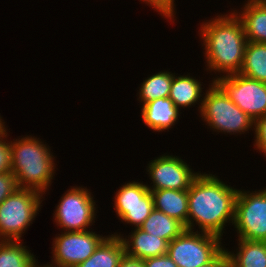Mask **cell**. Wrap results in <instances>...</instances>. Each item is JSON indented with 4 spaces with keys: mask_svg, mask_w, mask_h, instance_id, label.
Here are the masks:
<instances>
[{
    "mask_svg": "<svg viewBox=\"0 0 266 267\" xmlns=\"http://www.w3.org/2000/svg\"><path fill=\"white\" fill-rule=\"evenodd\" d=\"M237 193L217 176L200 173L188 189L187 229L194 231L196 223L202 232L222 238L226 223L233 225Z\"/></svg>",
    "mask_w": 266,
    "mask_h": 267,
    "instance_id": "cell-1",
    "label": "cell"
},
{
    "mask_svg": "<svg viewBox=\"0 0 266 267\" xmlns=\"http://www.w3.org/2000/svg\"><path fill=\"white\" fill-rule=\"evenodd\" d=\"M213 19V20H212ZM200 25L207 70L223 73L225 76L239 73L247 38L241 19L235 10L226 15H218Z\"/></svg>",
    "mask_w": 266,
    "mask_h": 267,
    "instance_id": "cell-2",
    "label": "cell"
},
{
    "mask_svg": "<svg viewBox=\"0 0 266 267\" xmlns=\"http://www.w3.org/2000/svg\"><path fill=\"white\" fill-rule=\"evenodd\" d=\"M9 147L11 172L18 187L46 194L56 167L49 145L30 135L9 141Z\"/></svg>",
    "mask_w": 266,
    "mask_h": 267,
    "instance_id": "cell-3",
    "label": "cell"
},
{
    "mask_svg": "<svg viewBox=\"0 0 266 267\" xmlns=\"http://www.w3.org/2000/svg\"><path fill=\"white\" fill-rule=\"evenodd\" d=\"M204 93L200 115L213 131L244 134L254 127V120L244 113L225 92L212 81Z\"/></svg>",
    "mask_w": 266,
    "mask_h": 267,
    "instance_id": "cell-4",
    "label": "cell"
},
{
    "mask_svg": "<svg viewBox=\"0 0 266 267\" xmlns=\"http://www.w3.org/2000/svg\"><path fill=\"white\" fill-rule=\"evenodd\" d=\"M42 193L18 188L0 204V240H21L43 200Z\"/></svg>",
    "mask_w": 266,
    "mask_h": 267,
    "instance_id": "cell-5",
    "label": "cell"
},
{
    "mask_svg": "<svg viewBox=\"0 0 266 267\" xmlns=\"http://www.w3.org/2000/svg\"><path fill=\"white\" fill-rule=\"evenodd\" d=\"M200 232L185 229L168 243L167 254L178 267H200L211 263L225 249L221 237Z\"/></svg>",
    "mask_w": 266,
    "mask_h": 267,
    "instance_id": "cell-6",
    "label": "cell"
},
{
    "mask_svg": "<svg viewBox=\"0 0 266 267\" xmlns=\"http://www.w3.org/2000/svg\"><path fill=\"white\" fill-rule=\"evenodd\" d=\"M233 225L238 239L266 241V188L254 192L238 190Z\"/></svg>",
    "mask_w": 266,
    "mask_h": 267,
    "instance_id": "cell-7",
    "label": "cell"
},
{
    "mask_svg": "<svg viewBox=\"0 0 266 267\" xmlns=\"http://www.w3.org/2000/svg\"><path fill=\"white\" fill-rule=\"evenodd\" d=\"M95 205L89 190L74 186L61 197L53 218L64 231H86L95 222Z\"/></svg>",
    "mask_w": 266,
    "mask_h": 267,
    "instance_id": "cell-8",
    "label": "cell"
},
{
    "mask_svg": "<svg viewBox=\"0 0 266 267\" xmlns=\"http://www.w3.org/2000/svg\"><path fill=\"white\" fill-rule=\"evenodd\" d=\"M107 237L90 229L61 232L53 240L52 263L43 267H76L88 259Z\"/></svg>",
    "mask_w": 266,
    "mask_h": 267,
    "instance_id": "cell-9",
    "label": "cell"
},
{
    "mask_svg": "<svg viewBox=\"0 0 266 267\" xmlns=\"http://www.w3.org/2000/svg\"><path fill=\"white\" fill-rule=\"evenodd\" d=\"M212 81L254 121L266 114V83L239 73L218 76Z\"/></svg>",
    "mask_w": 266,
    "mask_h": 267,
    "instance_id": "cell-10",
    "label": "cell"
},
{
    "mask_svg": "<svg viewBox=\"0 0 266 267\" xmlns=\"http://www.w3.org/2000/svg\"><path fill=\"white\" fill-rule=\"evenodd\" d=\"M189 166L179 156L168 154L151 160L146 170L153 185H148V189L150 191L164 189L188 190L200 174V172L193 173Z\"/></svg>",
    "mask_w": 266,
    "mask_h": 267,
    "instance_id": "cell-11",
    "label": "cell"
},
{
    "mask_svg": "<svg viewBox=\"0 0 266 267\" xmlns=\"http://www.w3.org/2000/svg\"><path fill=\"white\" fill-rule=\"evenodd\" d=\"M115 212L122 222L140 228L154 210L151 191L143 182H128L120 187L114 197Z\"/></svg>",
    "mask_w": 266,
    "mask_h": 267,
    "instance_id": "cell-12",
    "label": "cell"
},
{
    "mask_svg": "<svg viewBox=\"0 0 266 267\" xmlns=\"http://www.w3.org/2000/svg\"><path fill=\"white\" fill-rule=\"evenodd\" d=\"M121 237L125 247V253L142 260L167 254L168 242L165 239L151 235L141 228H135L128 238L121 234H112Z\"/></svg>",
    "mask_w": 266,
    "mask_h": 267,
    "instance_id": "cell-13",
    "label": "cell"
},
{
    "mask_svg": "<svg viewBox=\"0 0 266 267\" xmlns=\"http://www.w3.org/2000/svg\"><path fill=\"white\" fill-rule=\"evenodd\" d=\"M141 118L147 127L160 132L169 130L179 117V108L168 98H158L142 105Z\"/></svg>",
    "mask_w": 266,
    "mask_h": 267,
    "instance_id": "cell-14",
    "label": "cell"
},
{
    "mask_svg": "<svg viewBox=\"0 0 266 267\" xmlns=\"http://www.w3.org/2000/svg\"><path fill=\"white\" fill-rule=\"evenodd\" d=\"M242 10L235 13L243 23L247 41L266 43V1L247 0Z\"/></svg>",
    "mask_w": 266,
    "mask_h": 267,
    "instance_id": "cell-15",
    "label": "cell"
},
{
    "mask_svg": "<svg viewBox=\"0 0 266 267\" xmlns=\"http://www.w3.org/2000/svg\"><path fill=\"white\" fill-rule=\"evenodd\" d=\"M154 209L180 221L187 229L188 190H151Z\"/></svg>",
    "mask_w": 266,
    "mask_h": 267,
    "instance_id": "cell-16",
    "label": "cell"
},
{
    "mask_svg": "<svg viewBox=\"0 0 266 267\" xmlns=\"http://www.w3.org/2000/svg\"><path fill=\"white\" fill-rule=\"evenodd\" d=\"M238 241L236 254L225 249L228 267H266V241Z\"/></svg>",
    "mask_w": 266,
    "mask_h": 267,
    "instance_id": "cell-17",
    "label": "cell"
},
{
    "mask_svg": "<svg viewBox=\"0 0 266 267\" xmlns=\"http://www.w3.org/2000/svg\"><path fill=\"white\" fill-rule=\"evenodd\" d=\"M201 86V82L195 77H190L188 74L177 77L174 73L169 98L177 108L191 107V105L200 102L201 105L198 109L201 111L203 102L201 97L204 95Z\"/></svg>",
    "mask_w": 266,
    "mask_h": 267,
    "instance_id": "cell-18",
    "label": "cell"
},
{
    "mask_svg": "<svg viewBox=\"0 0 266 267\" xmlns=\"http://www.w3.org/2000/svg\"><path fill=\"white\" fill-rule=\"evenodd\" d=\"M125 247L121 237L109 235L84 262L76 267H118Z\"/></svg>",
    "mask_w": 266,
    "mask_h": 267,
    "instance_id": "cell-19",
    "label": "cell"
},
{
    "mask_svg": "<svg viewBox=\"0 0 266 267\" xmlns=\"http://www.w3.org/2000/svg\"><path fill=\"white\" fill-rule=\"evenodd\" d=\"M140 228L151 235L165 239L168 243L186 229L180 221L156 209L151 212Z\"/></svg>",
    "mask_w": 266,
    "mask_h": 267,
    "instance_id": "cell-20",
    "label": "cell"
},
{
    "mask_svg": "<svg viewBox=\"0 0 266 267\" xmlns=\"http://www.w3.org/2000/svg\"><path fill=\"white\" fill-rule=\"evenodd\" d=\"M239 74L266 83V43L247 42Z\"/></svg>",
    "mask_w": 266,
    "mask_h": 267,
    "instance_id": "cell-21",
    "label": "cell"
},
{
    "mask_svg": "<svg viewBox=\"0 0 266 267\" xmlns=\"http://www.w3.org/2000/svg\"><path fill=\"white\" fill-rule=\"evenodd\" d=\"M21 240H0V267H40Z\"/></svg>",
    "mask_w": 266,
    "mask_h": 267,
    "instance_id": "cell-22",
    "label": "cell"
},
{
    "mask_svg": "<svg viewBox=\"0 0 266 267\" xmlns=\"http://www.w3.org/2000/svg\"><path fill=\"white\" fill-rule=\"evenodd\" d=\"M173 75L169 71H160L145 79L138 92L142 105L158 98H168Z\"/></svg>",
    "mask_w": 266,
    "mask_h": 267,
    "instance_id": "cell-23",
    "label": "cell"
},
{
    "mask_svg": "<svg viewBox=\"0 0 266 267\" xmlns=\"http://www.w3.org/2000/svg\"><path fill=\"white\" fill-rule=\"evenodd\" d=\"M15 175L11 171L0 174V204L18 189Z\"/></svg>",
    "mask_w": 266,
    "mask_h": 267,
    "instance_id": "cell-24",
    "label": "cell"
},
{
    "mask_svg": "<svg viewBox=\"0 0 266 267\" xmlns=\"http://www.w3.org/2000/svg\"><path fill=\"white\" fill-rule=\"evenodd\" d=\"M255 148L266 157V114L254 121Z\"/></svg>",
    "mask_w": 266,
    "mask_h": 267,
    "instance_id": "cell-25",
    "label": "cell"
},
{
    "mask_svg": "<svg viewBox=\"0 0 266 267\" xmlns=\"http://www.w3.org/2000/svg\"><path fill=\"white\" fill-rule=\"evenodd\" d=\"M6 131L7 129L5 128L0 132V174L11 171L10 147L6 139L8 135Z\"/></svg>",
    "mask_w": 266,
    "mask_h": 267,
    "instance_id": "cell-26",
    "label": "cell"
},
{
    "mask_svg": "<svg viewBox=\"0 0 266 267\" xmlns=\"http://www.w3.org/2000/svg\"><path fill=\"white\" fill-rule=\"evenodd\" d=\"M174 1L175 0H143L144 3L146 2L149 6H152L153 9L157 10L156 12H159L164 18L170 19V21L175 17Z\"/></svg>",
    "mask_w": 266,
    "mask_h": 267,
    "instance_id": "cell-27",
    "label": "cell"
},
{
    "mask_svg": "<svg viewBox=\"0 0 266 267\" xmlns=\"http://www.w3.org/2000/svg\"><path fill=\"white\" fill-rule=\"evenodd\" d=\"M143 261L144 267H178L168 254L147 258Z\"/></svg>",
    "mask_w": 266,
    "mask_h": 267,
    "instance_id": "cell-28",
    "label": "cell"
},
{
    "mask_svg": "<svg viewBox=\"0 0 266 267\" xmlns=\"http://www.w3.org/2000/svg\"><path fill=\"white\" fill-rule=\"evenodd\" d=\"M118 267H144V261L140 258L132 257L124 253Z\"/></svg>",
    "mask_w": 266,
    "mask_h": 267,
    "instance_id": "cell-29",
    "label": "cell"
},
{
    "mask_svg": "<svg viewBox=\"0 0 266 267\" xmlns=\"http://www.w3.org/2000/svg\"><path fill=\"white\" fill-rule=\"evenodd\" d=\"M200 267H228L225 249L211 263L201 265Z\"/></svg>",
    "mask_w": 266,
    "mask_h": 267,
    "instance_id": "cell-30",
    "label": "cell"
},
{
    "mask_svg": "<svg viewBox=\"0 0 266 267\" xmlns=\"http://www.w3.org/2000/svg\"><path fill=\"white\" fill-rule=\"evenodd\" d=\"M2 117L0 116V132H2L5 129V123L3 122Z\"/></svg>",
    "mask_w": 266,
    "mask_h": 267,
    "instance_id": "cell-31",
    "label": "cell"
}]
</instances>
